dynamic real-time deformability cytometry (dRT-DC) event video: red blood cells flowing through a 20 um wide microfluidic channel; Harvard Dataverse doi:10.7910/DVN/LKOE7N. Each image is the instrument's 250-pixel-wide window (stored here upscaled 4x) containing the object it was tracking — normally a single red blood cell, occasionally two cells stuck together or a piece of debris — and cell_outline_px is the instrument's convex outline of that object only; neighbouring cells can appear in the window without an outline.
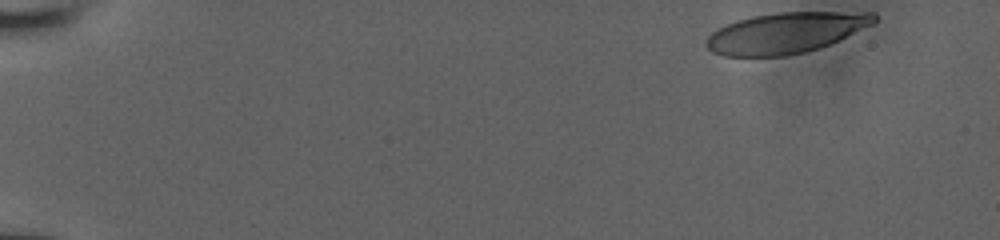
{"species": "human", "species_latin": "Homo sapiens", "temperature_condition": "room temperature", "stored_images_in_passage": 10, "camera_frame_rate_fps": 3000, "um_per_image_px": 0.085, "donor": {"sex": "male"}, "frame": {"image": 1, "passage_image": 1, "time_ms": 0.0, "image_size_px": [1000, 240], "cell_outline_px": [[880, 20], [832, 44], [820, 48], [804, 52], [784, 56], [724, 56], [712, 52], [704, 44], [704, 40], [716, 28], [736, 20], [752, 16], [780, 12], [876, 12], [880, 16]], "centroid_in_image_um": [66.81, 2.78], "position_along_channel_um": 18.2, "area_um2": 40.34}}
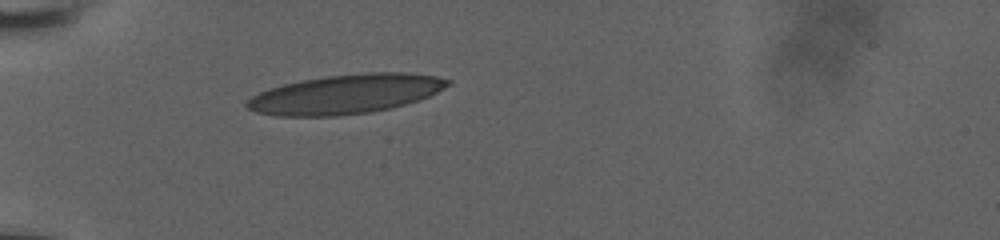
{"frame": {"image": 2, "passage_image": 7, "time_ms": 4.333, "image_size_px": [1000, 240], "cell_outline_px": [[452, 84], [420, 100], [392, 108], [372, 112], [336, 116], [276, 116], [256, 112], [248, 108], [244, 104], [252, 96], [268, 88], [300, 80], [328, 76], [364, 72], [408, 72], [436, 76], [452, 80]], "centroid_in_image_um": [29.41, 8.0], "position_along_channel_um": 55.6, "area_um2": 46.3}}
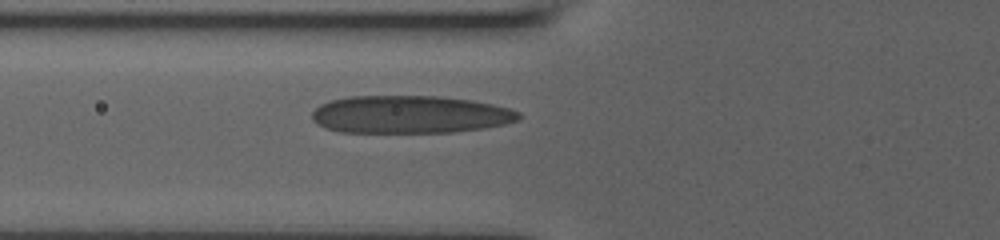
{"frame": {"image": 3, "passage_image": 10, "time_ms": 5.667, "image_size_px": [1000, 240], "cell_outline_px": [[520, 120], [504, 124], [484, 128], [456, 132], [340, 132], [324, 128], [316, 124], [312, 120], [312, 112], [320, 104], [332, 100], [348, 96], [436, 96], [472, 100], [492, 104], [508, 108], [520, 112]], "centroid_in_image_um": [34.83, 9.73], "position_along_channel_um": 91.0, "area_um2": 45.6}}